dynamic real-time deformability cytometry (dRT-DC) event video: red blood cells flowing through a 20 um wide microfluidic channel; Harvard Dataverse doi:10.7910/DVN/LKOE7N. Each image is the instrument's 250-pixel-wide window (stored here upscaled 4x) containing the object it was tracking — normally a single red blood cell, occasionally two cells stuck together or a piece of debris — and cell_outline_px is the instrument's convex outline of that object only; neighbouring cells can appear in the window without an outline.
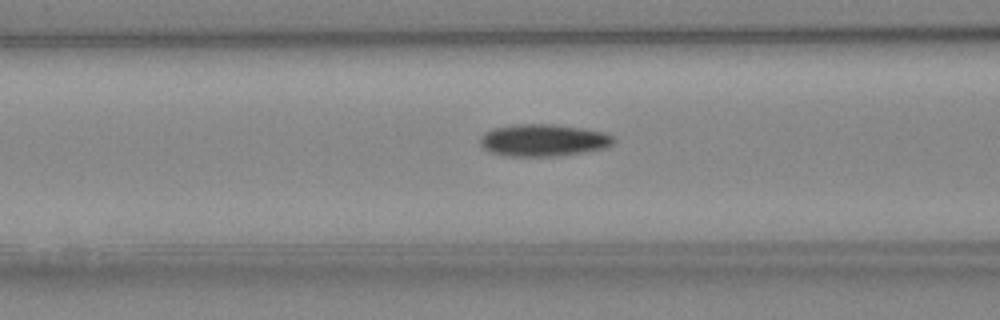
{"species": "Egyptian fruit bat (a non-hibernating species)", "species_latin": "Rousettus aegyptiacus", "temperature_condition": "cold", "stored_images_in_passage": 18, "camera_frame_rate_fps": 3000, "um_per_image_px": 0.085, "animal": {"sex": "female"}, "frame": {"image": 1, "passage_image": 16, "time_ms": 5.0, "image_size_px": [1000, 320], "cell_outline_px": [[616, 140], [612, 144], [604, 148], [584, 152], [556, 156], [508, 156], [492, 152], [484, 148], [480, 144], [480, 136], [484, 132], [492, 128], [516, 124], [552, 124], [584, 128], [604, 132], [612, 136]], "centroid_in_image_um": [46.18, 11.91], "position_along_channel_um": 120.4, "area_um2": 25.03}}